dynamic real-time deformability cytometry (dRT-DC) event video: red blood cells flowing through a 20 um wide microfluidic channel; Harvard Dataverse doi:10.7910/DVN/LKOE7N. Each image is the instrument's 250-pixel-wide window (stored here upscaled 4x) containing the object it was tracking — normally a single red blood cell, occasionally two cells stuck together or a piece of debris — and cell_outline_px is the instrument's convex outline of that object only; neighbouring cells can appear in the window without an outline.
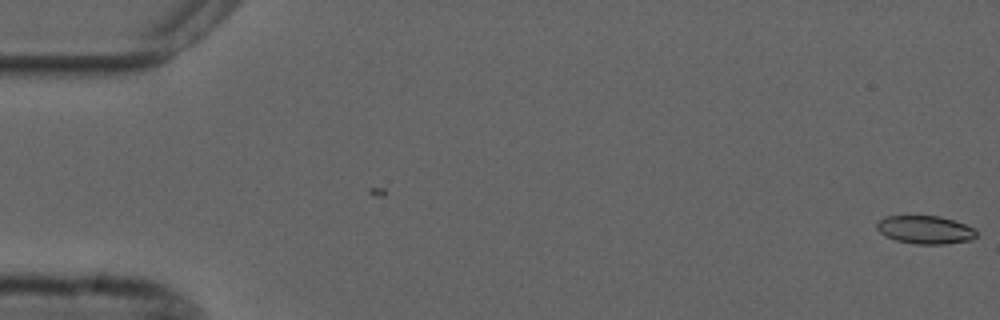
{"species": "common noctule bat (a hibernating species)", "species_latin": "Nyctalus noctula", "temperature_condition": "cold", "stored_images_in_passage": 3, "camera_frame_rate_fps": 3000, "um_per_image_px": 0.085, "animal": {"sex": "male", "forearm_length_mm": 52.5}, "frame": {"image": 1, "passage_image": 3, "time_ms": 0.667, "image_size_px": [1000, 320], "cell_outline_px": [[976, 236], [972, 240], [948, 244], [916, 244], [896, 240], [884, 236], [876, 228], [876, 224], [884, 216], [940, 216], [976, 228]], "centroid_in_image_um": [78.65, 19.54], "position_along_channel_um": 6.4, "area_um2": 16.42}}